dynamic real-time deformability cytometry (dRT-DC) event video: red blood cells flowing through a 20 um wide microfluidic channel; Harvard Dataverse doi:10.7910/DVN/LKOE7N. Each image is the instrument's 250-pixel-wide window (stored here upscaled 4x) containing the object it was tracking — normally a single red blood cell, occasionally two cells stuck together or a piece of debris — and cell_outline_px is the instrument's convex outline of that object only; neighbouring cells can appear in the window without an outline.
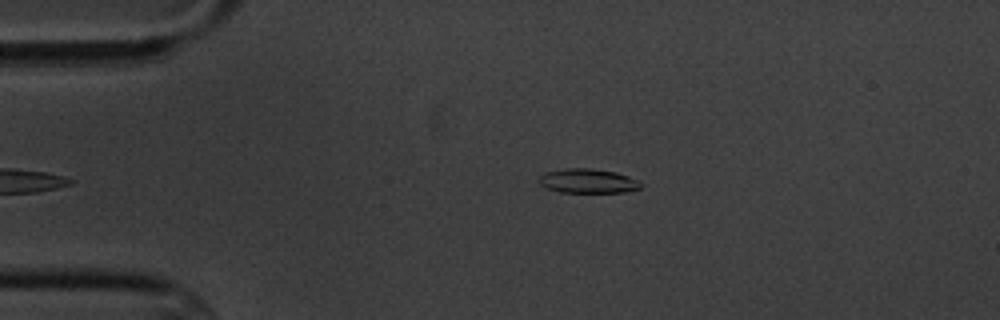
{"species": "common noctule bat (a hibernating species)", "species_latin": "Nyctalus noctula", "temperature_condition": "cold", "stored_images_in_passage": 5, "camera_frame_rate_fps": 3000, "um_per_image_px": 0.085, "animal": {"sex": "male", "body_mass_g": 20.1, "forearm_length_mm": 53.5}, "frame": {"image": 1, "passage_image": 5, "time_ms": 4.333, "image_size_px": [1000, 320], "cell_outline_px": [[644, 184], [640, 188], [624, 192], [560, 192], [548, 188], [540, 184], [540, 176], [548, 172], [564, 168], [588, 168], [616, 172], [640, 180]], "centroid_in_image_um": [50.04, 15.38], "position_along_channel_um": 35.0, "area_um2": 14.33}}